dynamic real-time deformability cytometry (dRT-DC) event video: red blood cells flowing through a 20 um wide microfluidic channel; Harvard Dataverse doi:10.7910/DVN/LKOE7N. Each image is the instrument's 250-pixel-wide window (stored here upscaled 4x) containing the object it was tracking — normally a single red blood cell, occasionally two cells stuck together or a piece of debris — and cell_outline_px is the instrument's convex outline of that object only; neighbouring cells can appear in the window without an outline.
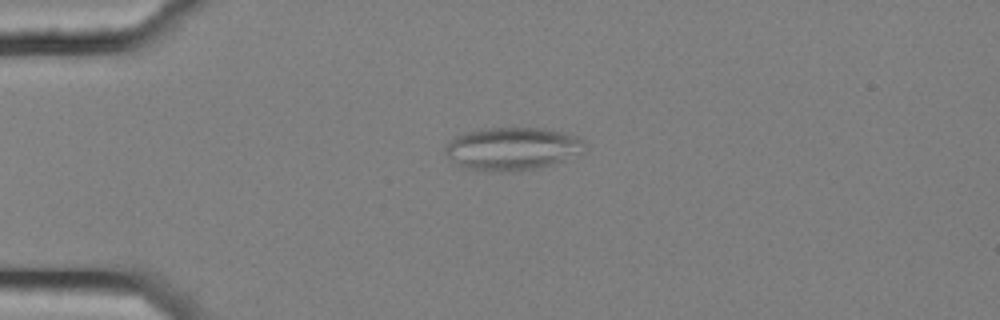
{"species": "common noctule bat (a hibernating species)", "species_latin": "Nyctalus noctula", "temperature_condition": "cold", "stored_images_in_passage": 4, "camera_frame_rate_fps": 3000, "um_per_image_px": 0.085, "animal": {"sex": "female", "body_mass_g": 25.1}, "frame": {"image": 1, "passage_image": 3, "time_ms": 0.667, "image_size_px": [1000, 320], "cell_outline_px": [[588, 144], [560, 160], [552, 164], [536, 168], [512, 172], [488, 172], [464, 168], [456, 164], [444, 152], [444, 148], [456, 136], [464, 132], [480, 128], [552, 128], [576, 136], [584, 140]], "centroid_in_image_um": [43.46, 12.63], "position_along_channel_um": 41.5, "area_um2": 34.74}}